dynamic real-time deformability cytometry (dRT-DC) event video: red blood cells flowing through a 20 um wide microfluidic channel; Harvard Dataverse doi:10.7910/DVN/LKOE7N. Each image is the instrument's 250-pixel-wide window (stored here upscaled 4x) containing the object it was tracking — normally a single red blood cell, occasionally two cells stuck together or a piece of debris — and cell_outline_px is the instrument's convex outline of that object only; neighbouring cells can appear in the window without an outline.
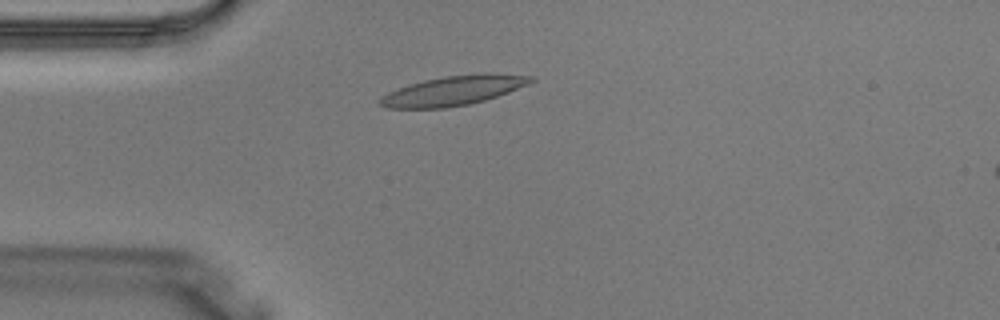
{"species": "Egyptian fruit bat (a non-hibernating species)", "species_latin": "Rousettus aegyptiacus", "temperature_condition": "warm", "stored_images_in_passage": 3, "camera_frame_rate_fps": 3000, "um_per_image_px": 0.085, "animal": {"sex": "male"}, "frame": {"image": 1, "passage_image": 3, "time_ms": 0.667, "image_size_px": [1000, 320], "cell_outline_px": [[536, 80], [528, 84], [508, 92], [484, 100], [468, 104], [444, 108], [388, 108], [380, 104], [380, 96], [388, 92], [424, 80], [444, 76], [484, 72], [488, 72], [536, 76]], "centroid_in_image_um": [38.6, 7.68], "position_along_channel_um": 46.4, "area_um2": 25.89}}